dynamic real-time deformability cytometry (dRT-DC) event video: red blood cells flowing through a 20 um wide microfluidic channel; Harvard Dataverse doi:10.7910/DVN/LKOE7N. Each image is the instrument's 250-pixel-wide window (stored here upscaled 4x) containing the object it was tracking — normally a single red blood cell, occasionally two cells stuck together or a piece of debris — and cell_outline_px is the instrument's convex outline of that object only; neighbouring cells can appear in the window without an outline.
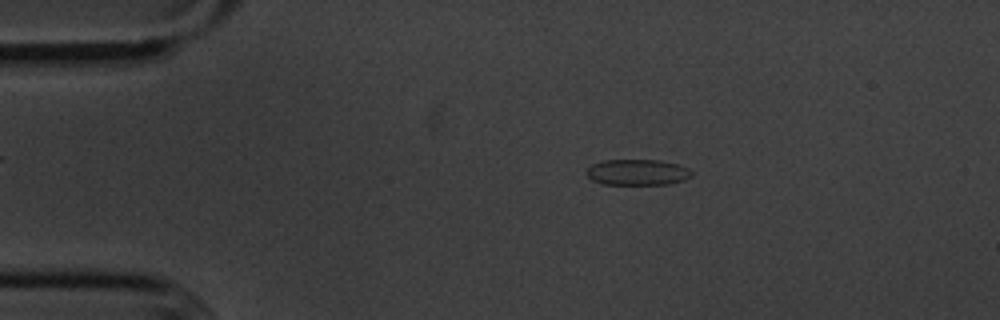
{"species": "common noctule bat (a hibernating species)", "species_latin": "Nyctalus noctula", "temperature_condition": "cold", "stored_images_in_passage": 48, "camera_frame_rate_fps": 3000, "um_per_image_px": 0.085, "animal": {"sex": "male", "body_mass_g": 20.1, "forearm_length_mm": 53.5}, "frame": {"image": 1, "passage_image": 3, "time_ms": 0.667, "image_size_px": [1000, 320], "cell_outline_px": [[692, 176], [684, 180], [668, 184], [600, 184], [592, 180], [584, 172], [592, 164], [604, 160], [660, 160], [680, 164], [688, 168], [692, 172]], "centroid_in_image_um": [54.18, 14.64], "position_along_channel_um": 30.8, "area_um2": 16.01}}
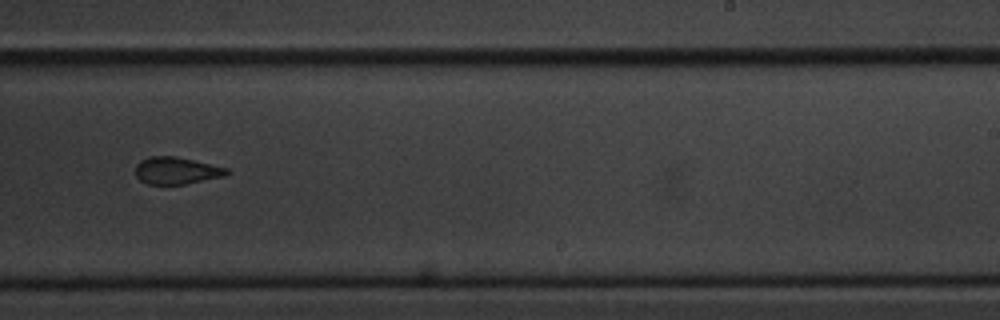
{"frame": {"image": 2, "passage_image": 27, "time_ms": 8.667, "image_size_px": [1000, 320], "cell_outline_px": [[232, 172], [224, 176], [184, 184], [148, 184], [140, 180], [136, 176], [136, 164], [140, 160], [148, 156], [172, 156], [192, 160], [228, 168]], "centroid_in_image_um": [14.99, 14.5], "position_along_channel_um": 274.0, "area_um2": 14.33}}
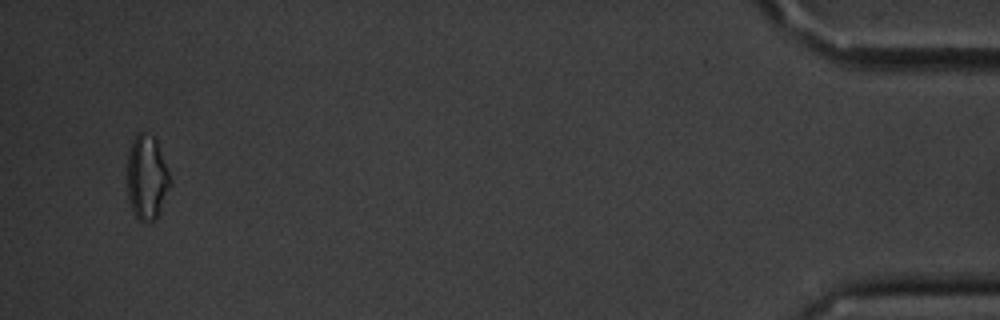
{"frame": {"image": 3, "passage_image": 46, "time_ms": 15.0, "image_size_px": [1000, 320], "cell_outline_px": [[172, 184], [160, 212], [148, 224], [140, 220], [132, 212], [128, 200], [128, 152], [132, 140], [136, 132], [144, 132], [152, 136], [156, 140], [172, 180]], "centroid_in_image_um": [12.49, 15.1], "position_along_channel_um": 422.7, "area_um2": 21.33}, "authors_computed_cell_mechanics": {"area_um2": 15.606, "velocity_mm_per_s": 3.6076, "shape_relaxation_time_tau1_ms": 6.3796, "shape_relaxation_time_tau2_ms": 2.3838, "deformation_change_tau1": 0.1242, "deformation_change_tau2": 0.0752}}